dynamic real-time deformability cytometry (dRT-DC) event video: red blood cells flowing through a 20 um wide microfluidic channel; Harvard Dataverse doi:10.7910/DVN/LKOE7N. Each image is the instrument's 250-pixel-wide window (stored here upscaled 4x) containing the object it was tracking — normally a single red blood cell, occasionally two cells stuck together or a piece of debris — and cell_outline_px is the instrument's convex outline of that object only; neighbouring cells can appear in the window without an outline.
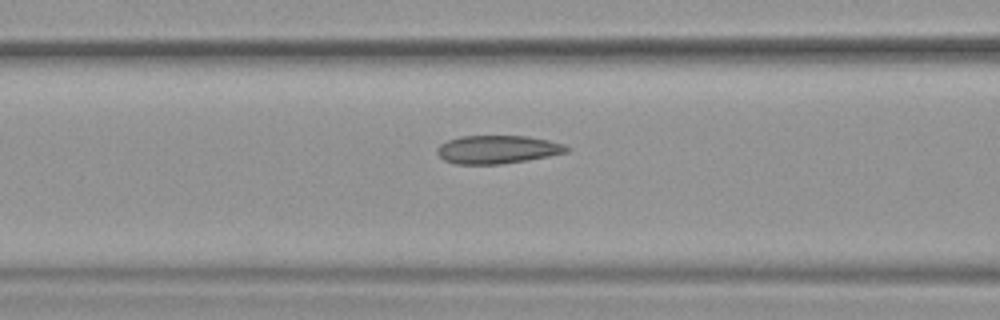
{"species": "common noctule bat (a hibernating species)", "species_latin": "Nyctalus noctula", "temperature_condition": "warm", "stored_images_in_passage": 13, "camera_frame_rate_fps": 3000, "um_per_image_px": 0.085, "animal": {"sex": "female", "body_mass_g": 19.9}, "frame": {"image": 1, "passage_image": 11, "time_ms": 3.333, "image_size_px": [1000, 320], "cell_outline_px": [[572, 148], [568, 152], [528, 160], [500, 164], [456, 164], [444, 160], [436, 152], [436, 148], [440, 144], [448, 140], [460, 136], [528, 136], [548, 140], [564, 144]], "centroid_in_image_um": [42.29, 12.7], "position_along_channel_um": 124.3, "area_um2": 21.39}}